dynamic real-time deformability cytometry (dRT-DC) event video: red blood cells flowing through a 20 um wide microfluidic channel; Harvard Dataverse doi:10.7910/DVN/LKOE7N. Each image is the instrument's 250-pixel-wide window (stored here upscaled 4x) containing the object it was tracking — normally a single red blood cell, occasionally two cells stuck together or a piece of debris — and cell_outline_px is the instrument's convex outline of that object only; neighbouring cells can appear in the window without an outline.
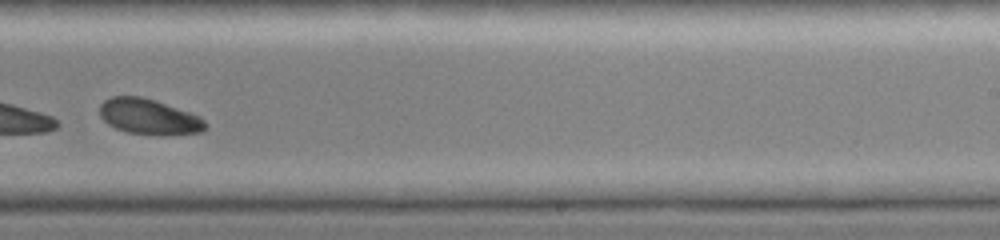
{"species": "common noctule bat (a hibernating species)", "species_latin": "Nyctalus noctula", "temperature_condition": "cold", "stored_images_in_passage": 16, "camera_frame_rate_fps": 3000, "um_per_image_px": 0.085, "animal": {"sex": "female", "body_mass_g": 19.0, "forearm_length_mm": 51.5}, "frame": {"image": 1, "passage_image": 10, "time_ms": 3.0, "image_size_px": [1000, 240], "cell_outline_px": [[208, 124], [200, 132], [164, 136], [160, 136], [128, 132], [116, 128], [108, 124], [100, 116], [100, 104], [104, 100], [112, 96], [140, 96], [192, 112], [200, 116]], "centroid_in_image_um": [12.68, 9.93], "position_along_channel_um": 276.3, "area_um2": 22.02}}